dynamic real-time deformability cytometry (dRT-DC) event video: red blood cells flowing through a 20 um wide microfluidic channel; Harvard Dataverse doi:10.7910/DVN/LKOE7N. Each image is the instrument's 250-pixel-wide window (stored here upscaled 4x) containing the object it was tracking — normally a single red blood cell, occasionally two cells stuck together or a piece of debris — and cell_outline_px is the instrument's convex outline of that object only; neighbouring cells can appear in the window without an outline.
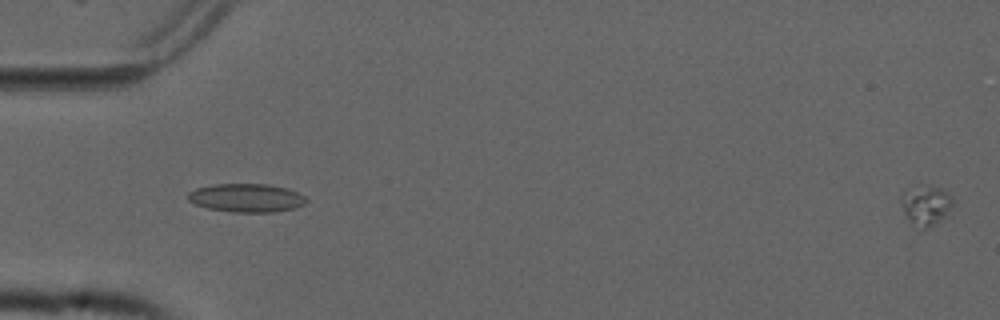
{"species": "common noctule bat (a hibernating species)", "species_latin": "Nyctalus noctula", "temperature_condition": "cold", "stored_images_in_passage": 17, "camera_frame_rate_fps": 3000, "um_per_image_px": 0.085, "animal": {"sex": "male", "forearm_length_mm": 52.5}, "frame": {"image": 1, "passage_image": 17, "time_ms": 5.333, "image_size_px": [1000, 320], "cell_outline_px": [[952, 204], [944, 216], [936, 224], [924, 228], [912, 220], [904, 212], [904, 204], [920, 184], [924, 184], [944, 188], [952, 196]], "centroid_in_image_um": [78.88, 17.42], "position_along_channel_um": 6.1, "area_um2": 10.64}}